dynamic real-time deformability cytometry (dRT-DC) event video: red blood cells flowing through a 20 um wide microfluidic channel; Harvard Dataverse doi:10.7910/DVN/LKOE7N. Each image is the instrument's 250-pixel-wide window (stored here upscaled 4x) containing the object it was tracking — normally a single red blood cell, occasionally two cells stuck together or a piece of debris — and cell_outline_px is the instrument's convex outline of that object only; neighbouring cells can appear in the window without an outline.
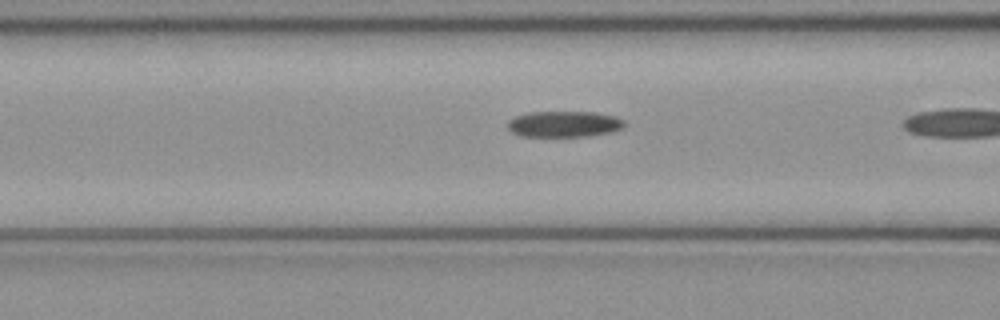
{"species": "common noctule bat (a hibernating species)", "species_latin": "Nyctalus noctula", "temperature_condition": "cold", "stored_images_in_passage": 14, "camera_frame_rate_fps": 3000, "um_per_image_px": 0.085, "animal": {"sex": "female", "body_mass_g": 21.9}, "frame": {"image": 1, "passage_image": 12, "time_ms": 3.667, "image_size_px": [1000, 320], "cell_outline_px": [[624, 128], [612, 132], [588, 136], [520, 136], [512, 132], [508, 128], [508, 120], [516, 116], [528, 112], [592, 112], [616, 116], [624, 120]], "centroid_in_image_um": [47.96, 10.54], "position_along_channel_um": 118.6, "area_um2": 17.74}}